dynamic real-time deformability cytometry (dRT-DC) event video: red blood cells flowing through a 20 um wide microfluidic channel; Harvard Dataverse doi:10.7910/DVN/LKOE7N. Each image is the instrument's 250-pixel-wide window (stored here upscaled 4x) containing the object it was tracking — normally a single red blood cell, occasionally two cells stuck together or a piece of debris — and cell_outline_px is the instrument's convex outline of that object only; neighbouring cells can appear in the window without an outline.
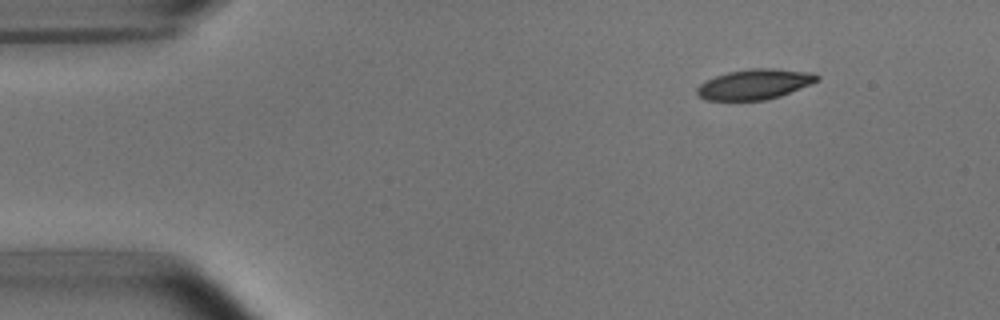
{"species": "common noctule bat (a hibernating species)", "species_latin": "Nyctalus noctula", "temperature_condition": "room temperature", "stored_images_in_passage": 9, "camera_frame_rate_fps": 3000, "um_per_image_px": 0.085, "animal": {"sex": "male", "body_mass_g": 15.6}, "frame": {"image": 1, "passage_image": 2, "time_ms": 1.333, "image_size_px": [1000, 320], "cell_outline_px": [[820, 80], [812, 84], [780, 96], [764, 100], [704, 100], [696, 92], [696, 88], [704, 80], [728, 72], [748, 68], [776, 68], [812, 72], [820, 76]], "centroid_in_image_um": [64.17, 7.15], "position_along_channel_um": 20.8, "area_um2": 21.39}}
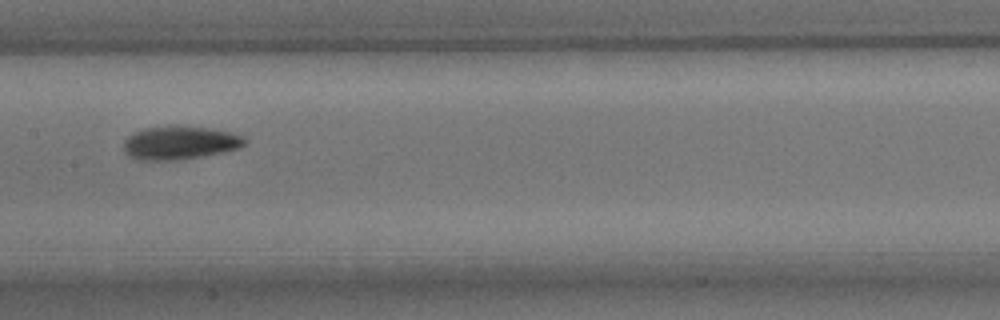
{"frame": {"image": 2, "passage_image": 8, "time_ms": 8.0, "image_size_px": [1000, 320], "cell_outline_px": [[248, 140], [240, 148], [224, 152], [176, 160], [140, 160], [128, 156], [124, 152], [124, 140], [128, 136], [144, 128], [208, 128], [228, 132], [244, 136]], "centroid_in_image_um": [15.29, 12.17], "position_along_channel_um": 192.1, "area_um2": 22.83}}
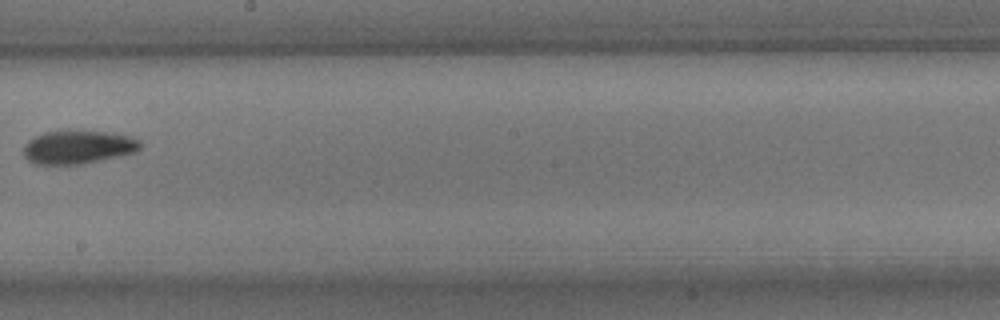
{"frame": {"image": 3, "passage_image": 9, "time_ms": 9.333, "image_size_px": [1000, 320], "cell_outline_px": [[140, 148], [136, 152], [120, 156], [84, 164], [36, 164], [28, 160], [24, 156], [24, 148], [28, 140], [44, 132], [104, 132], [128, 136], [140, 140]], "centroid_in_image_um": [6.64, 12.53], "position_along_channel_um": 241.6, "area_um2": 22.25}}